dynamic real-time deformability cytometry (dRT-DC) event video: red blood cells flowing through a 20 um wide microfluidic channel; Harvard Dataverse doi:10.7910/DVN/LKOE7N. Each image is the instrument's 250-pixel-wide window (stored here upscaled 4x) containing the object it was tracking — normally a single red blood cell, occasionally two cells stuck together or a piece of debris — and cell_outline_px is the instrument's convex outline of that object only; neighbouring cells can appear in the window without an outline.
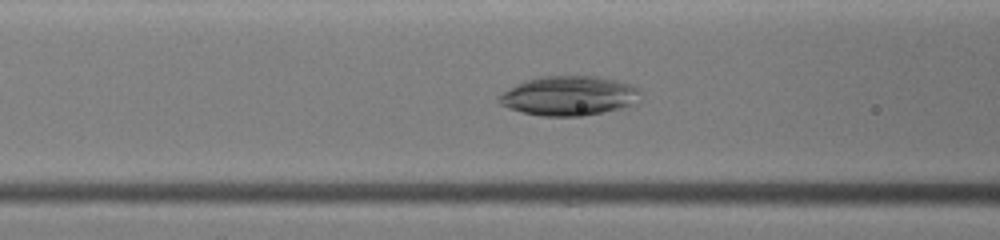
{"species": "common noctule bat (a hibernating species)", "species_latin": "Nyctalus noctula", "temperature_condition": "warm", "stored_images_in_passage": 39, "camera_frame_rate_fps": 3000, "um_per_image_px": 0.085, "animal": {"sex": "female", "body_mass_g": 19.0, "forearm_length_mm": 51.5}, "frame": {"image": 1, "passage_image": 16, "time_ms": 5.0, "image_size_px": [1000, 240], "cell_outline_px": [[640, 104], [584, 116], [540, 116], [508, 108], [500, 104], [496, 100], [496, 96], [524, 80], [540, 76], [600, 76], [632, 84], [640, 92]], "centroid_in_image_um": [48.39, 8.14], "position_along_channel_um": 118.2, "area_um2": 33.0}}
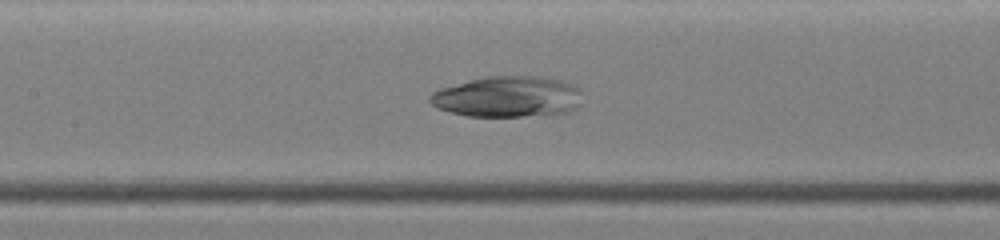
{"frame": {"image": 2, "passage_image": 19, "time_ms": 6.0, "image_size_px": [1000, 240], "cell_outline_px": [[580, 104], [576, 108], [568, 112], [552, 116], [468, 116], [436, 108], [428, 100], [428, 96], [432, 92], [440, 88], [468, 80], [484, 76], [544, 76], [576, 84], [580, 88]], "centroid_in_image_um": [43.19, 8.22], "position_along_channel_um": 164.2, "area_um2": 37.05}}